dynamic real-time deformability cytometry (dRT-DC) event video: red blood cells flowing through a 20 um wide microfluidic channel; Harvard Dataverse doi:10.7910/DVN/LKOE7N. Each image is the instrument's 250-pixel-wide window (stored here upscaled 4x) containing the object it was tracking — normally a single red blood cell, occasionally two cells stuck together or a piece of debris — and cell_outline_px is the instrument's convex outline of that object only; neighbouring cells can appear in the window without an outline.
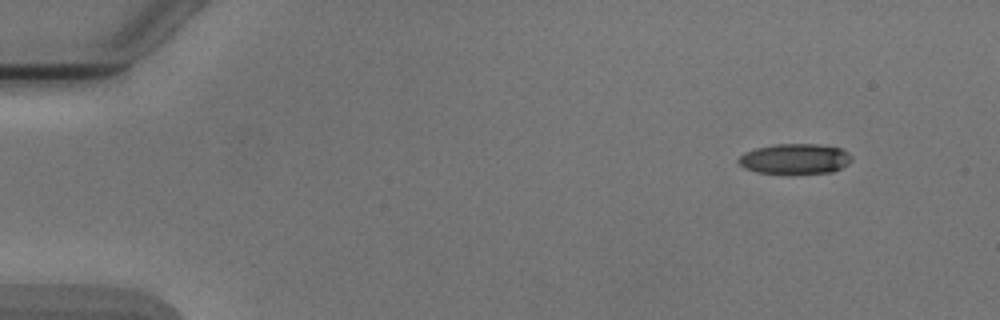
{"species": "Egyptian fruit bat (a non-hibernating species)", "species_latin": "Rousettus aegyptiacus", "temperature_condition": "cold", "stored_images_in_passage": 4, "camera_frame_rate_fps": 3000, "um_per_image_px": 0.085, "animal": {"sex": "male"}, "frame": {"image": 1, "passage_image": 1, "time_ms": 0.0, "image_size_px": [1000, 320], "cell_outline_px": [[852, 160], [848, 164], [832, 172], [788, 176], [756, 172], [744, 168], [736, 160], [744, 152], [756, 148], [776, 144], [820, 144], [840, 148], [848, 152], [852, 156]], "centroid_in_image_um": [67.56, 13.54], "position_along_channel_um": 17.4, "area_um2": 20.75}}
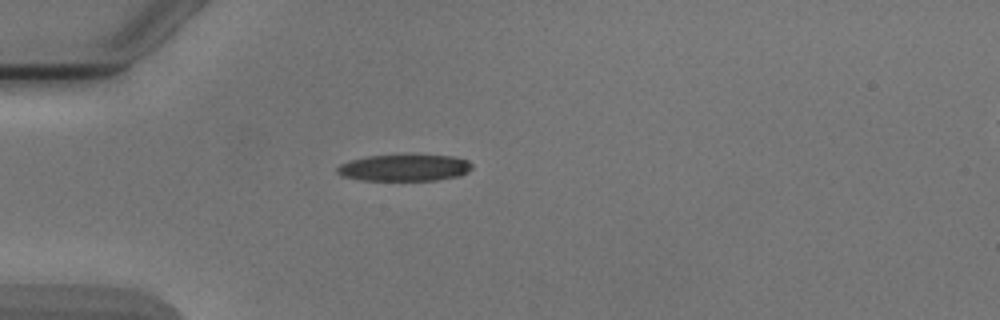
{"frame": {"image": 2, "passage_image": 4, "time_ms": 3.333, "image_size_px": [1000, 320], "cell_outline_px": [[472, 168], [468, 172], [460, 176], [436, 180], [360, 180], [340, 176], [336, 172], [336, 168], [340, 164], [352, 160], [368, 156], [396, 152], [416, 152], [452, 156], [468, 160], [472, 164]], "centroid_in_image_um": [34.39, 14.2], "position_along_channel_um": 50.6, "area_um2": 22.2}}